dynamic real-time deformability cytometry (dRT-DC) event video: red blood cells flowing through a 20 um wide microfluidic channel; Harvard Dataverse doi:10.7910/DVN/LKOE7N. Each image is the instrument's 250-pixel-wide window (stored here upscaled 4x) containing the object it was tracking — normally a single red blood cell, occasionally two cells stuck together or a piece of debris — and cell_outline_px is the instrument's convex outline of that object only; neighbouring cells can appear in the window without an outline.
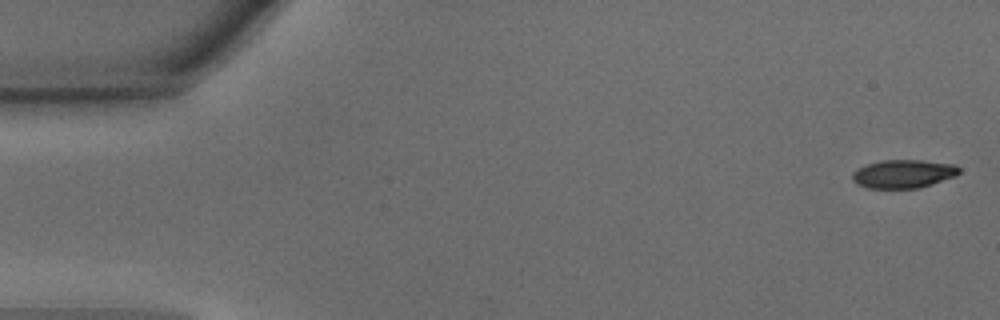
{"species": "common noctule bat (a hibernating species)", "species_latin": "Nyctalus noctula", "temperature_condition": "warm", "stored_images_in_passage": 46, "camera_frame_rate_fps": 3000, "um_per_image_px": 0.085, "animal": {"sex": "male", "body_mass_g": 15.6}, "frame": {"image": 1, "passage_image": 1, "time_ms": 0.0, "image_size_px": [1000, 320], "cell_outline_px": [[960, 172], [956, 176], [932, 184], [916, 188], [868, 188], [856, 184], [852, 180], [852, 172], [856, 168], [868, 164], [884, 160], [924, 160], [956, 164], [960, 168]], "centroid_in_image_um": [76.79, 14.77], "position_along_channel_um": 8.2, "area_um2": 17.8}}
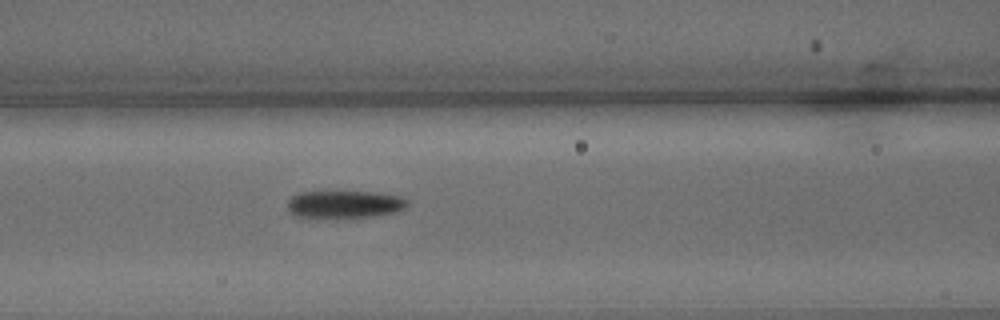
{"frame": {"image": 2, "passage_image": 19, "time_ms": 6.0, "image_size_px": [1000, 320], "cell_outline_px": [[408, 204], [404, 208], [396, 212], [376, 216], [300, 216], [292, 212], [288, 208], [288, 200], [292, 196], [300, 192], [324, 188], [376, 192], [404, 196], [408, 200]], "centroid_in_image_um": [29.32, 17.27], "position_along_channel_um": 137.3, "area_um2": 19.83}}
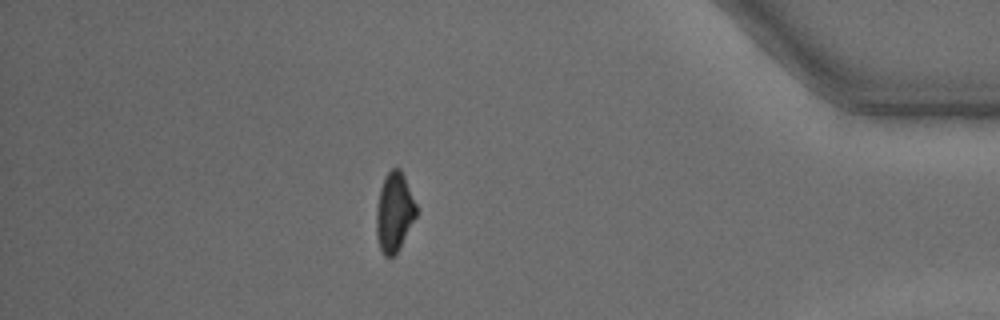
{"frame": {"image": 3, "passage_image": 40, "time_ms": 13.0, "image_size_px": [1000, 320], "cell_outline_px": [[416, 216], [400, 248], [388, 260], [384, 256], [380, 248], [376, 236], [376, 208], [380, 188], [384, 176], [392, 168], [400, 168], [404, 176], [416, 204]], "centroid_in_image_um": [33.49, 18.05], "position_along_channel_um": 401.7, "area_um2": 18.5}, "authors_computed_cell_mechanics": {"area_um2": 18.9584, "velocity_mm_per_s": 4.3778, "shape_relaxation_time_tau1_ms": 2.5951, "shape_relaxation_time_tau2_ms": 4.6445, "deformation_change_tau1": 0.1433, "deformation_change_tau2": 0.1307}}